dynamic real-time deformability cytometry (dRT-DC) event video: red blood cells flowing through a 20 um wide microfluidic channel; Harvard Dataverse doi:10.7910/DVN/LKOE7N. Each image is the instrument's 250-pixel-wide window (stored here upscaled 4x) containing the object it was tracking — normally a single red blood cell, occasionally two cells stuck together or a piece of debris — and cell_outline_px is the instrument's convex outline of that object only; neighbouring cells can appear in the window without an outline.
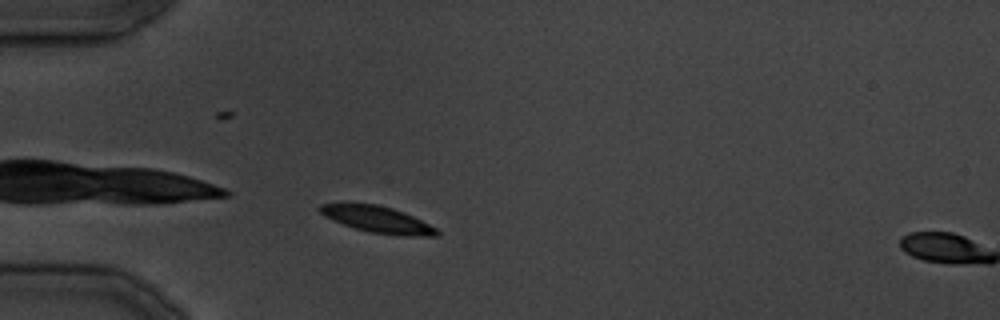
{"species": "common noctule bat (a hibernating species)", "species_latin": "Nyctalus noctula", "temperature_condition": "cold", "stored_images_in_passage": 2, "camera_frame_rate_fps": 3000, "um_per_image_px": 0.085, "animal": {"sex": "male", "body_mass_g": 19.5, "forearm_length_mm": 54.6}, "frame": {"image": 1, "passage_image": 1, "time_ms": 0.0, "image_size_px": [1000, 320], "cell_outline_px": [[440, 236], [404, 236], [372, 232], [356, 228], [344, 224], [324, 216], [316, 208], [320, 204], [376, 204], [392, 208], [404, 212], [436, 228], [440, 232]], "centroid_in_image_um": [32.12, 18.66], "position_along_channel_um": 52.9, "area_um2": 17.69}}